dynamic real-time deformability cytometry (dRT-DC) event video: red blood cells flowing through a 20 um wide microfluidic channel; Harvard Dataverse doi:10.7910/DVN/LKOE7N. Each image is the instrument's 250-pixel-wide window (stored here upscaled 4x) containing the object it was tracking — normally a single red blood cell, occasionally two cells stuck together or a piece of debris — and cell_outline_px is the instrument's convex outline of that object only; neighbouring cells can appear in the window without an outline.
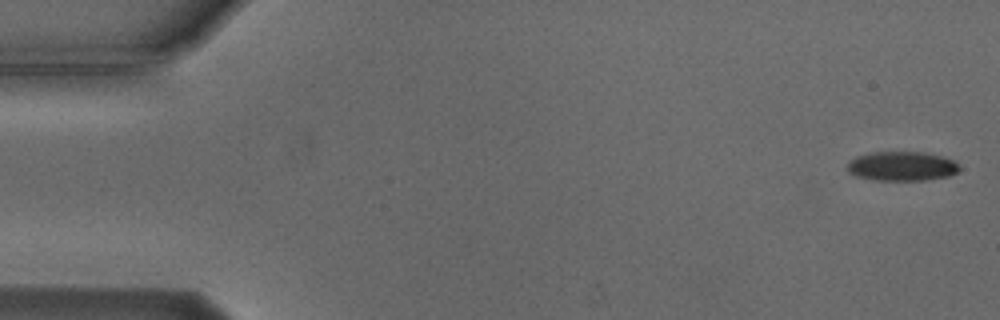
{"species": "Egyptian fruit bat (a non-hibernating species)", "species_latin": "Rousettus aegyptiacus", "temperature_condition": "cold", "stored_images_in_passage": 5, "camera_frame_rate_fps": 3000, "um_per_image_px": 0.085, "animal": {"sex": "male"}, "frame": {"image": 1, "passage_image": 1, "time_ms": 0.0, "image_size_px": [1000, 320], "cell_outline_px": [[960, 168], [956, 172], [948, 176], [924, 180], [872, 180], [856, 176], [848, 172], [848, 164], [856, 156], [872, 152], [924, 152], [940, 156], [952, 160]], "centroid_in_image_um": [76.62, 14.13], "position_along_channel_um": 8.4, "area_um2": 18.96}}
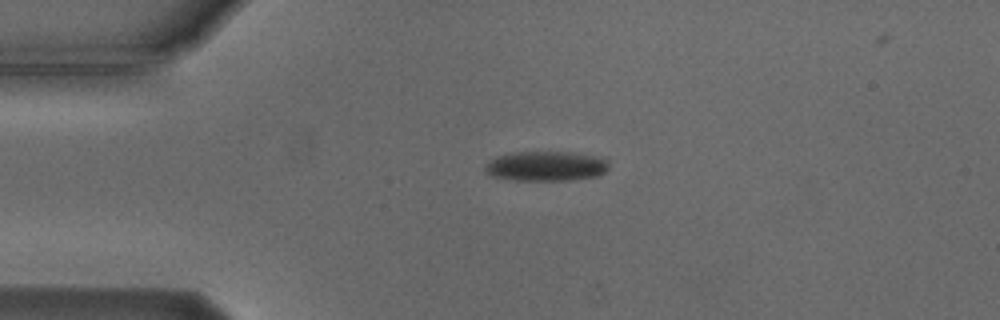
{"frame": {"image": 2, "passage_image": 4, "time_ms": 3.667, "image_size_px": [1000, 320], "cell_outline_px": [[608, 168], [604, 172], [596, 176], [568, 180], [516, 180], [492, 176], [484, 172], [484, 164], [488, 160], [496, 156], [512, 152], [572, 152], [608, 156]], "centroid_in_image_um": [46.43, 14.1], "position_along_channel_um": 38.6, "area_um2": 21.96}}